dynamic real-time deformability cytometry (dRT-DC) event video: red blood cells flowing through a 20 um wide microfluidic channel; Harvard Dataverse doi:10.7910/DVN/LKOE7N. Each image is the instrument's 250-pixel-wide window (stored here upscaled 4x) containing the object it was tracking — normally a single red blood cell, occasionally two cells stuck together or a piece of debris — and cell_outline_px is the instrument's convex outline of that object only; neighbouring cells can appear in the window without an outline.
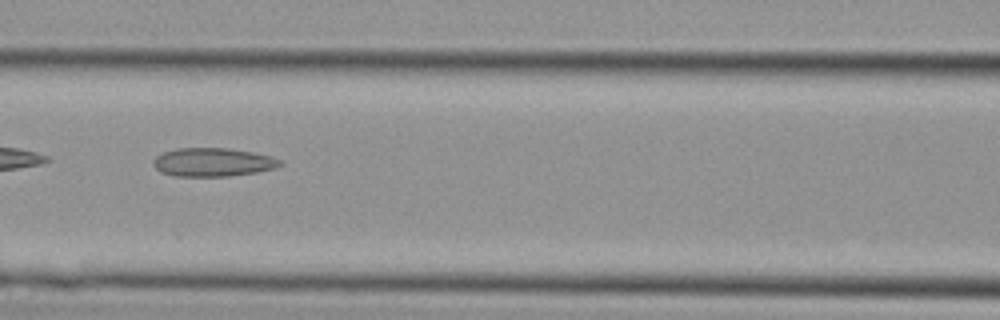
{"species": "Egyptian fruit bat (a non-hibernating species)", "species_latin": "Rousettus aegyptiacus", "temperature_condition": "cold", "stored_images_in_passage": 21, "camera_frame_rate_fps": 3000, "um_per_image_px": 0.085, "animal": {"sex": "female"}, "frame": {"image": 1, "passage_image": 5, "time_ms": 1.333, "image_size_px": [1000, 320], "cell_outline_px": [[284, 164], [276, 168], [256, 172], [228, 176], [176, 176], [160, 172], [152, 164], [152, 160], [156, 156], [164, 152], [176, 148], [228, 148], [252, 152], [272, 156], [284, 160]], "centroid_in_image_um": [18.12, 13.78], "position_along_channel_um": 148.5, "area_um2": 21.27}}
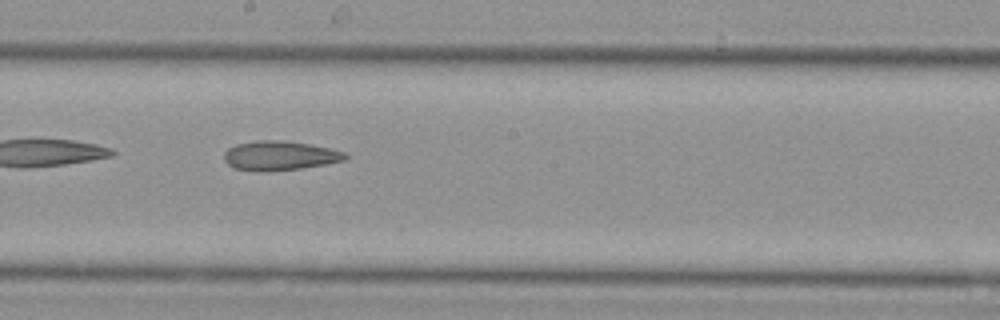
{"frame": {"image": 2, "passage_image": 9, "time_ms": 2.667, "image_size_px": [1000, 320], "cell_outline_px": [[348, 156], [344, 160], [324, 164], [300, 168], [264, 172], [256, 172], [232, 168], [224, 160], [224, 152], [228, 148], [236, 144], [256, 140], [284, 140], [308, 144], [328, 148], [344, 152]], "centroid_in_image_um": [23.7, 13.23], "position_along_channel_um": 224.5, "area_um2": 20.75}}
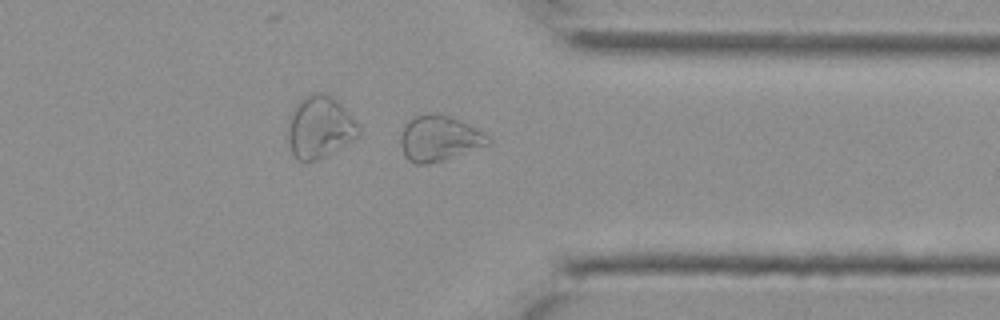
{"frame": {"image": 3, "passage_image": 17, "time_ms": 5.333, "image_size_px": [1000, 320], "cell_outline_px": [[492, 140], [488, 144], [440, 160], [424, 164], [416, 164], [408, 160], [404, 156], [400, 144], [400, 132], [404, 124], [412, 116], [432, 112], [448, 116], [460, 120], [492, 136]], "centroid_in_image_um": [37.28, 11.72], "position_along_channel_um": 374.1, "area_um2": 23.18}}